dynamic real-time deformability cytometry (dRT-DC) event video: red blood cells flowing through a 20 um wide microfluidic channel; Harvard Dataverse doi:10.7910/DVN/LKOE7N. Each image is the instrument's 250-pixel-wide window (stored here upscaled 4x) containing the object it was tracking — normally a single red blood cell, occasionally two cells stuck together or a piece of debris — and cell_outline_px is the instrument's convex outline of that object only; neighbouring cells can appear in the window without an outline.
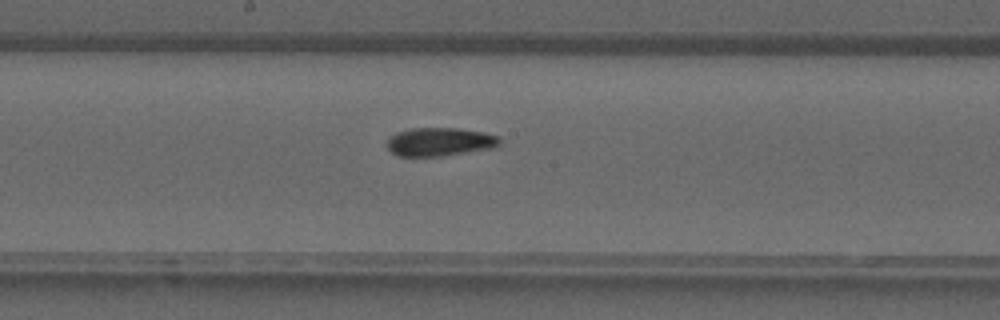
{"species": "common noctule bat (a hibernating species)", "species_latin": "Nyctalus noctula", "temperature_condition": "warm", "stored_images_in_passage": 23, "camera_frame_rate_fps": 3000, "um_per_image_px": 0.085, "animal": {"sex": "male", "forearm_length_mm": 52.5}, "frame": {"image": 1, "passage_image": 14, "time_ms": 4.333, "image_size_px": [1000, 320], "cell_outline_px": [[500, 144], [492, 148], [440, 156], [396, 156], [388, 148], [388, 140], [396, 132], [412, 128], [460, 128], [484, 132], [500, 136]], "centroid_in_image_um": [37.4, 12.05], "position_along_channel_um": 210.8, "area_um2": 18.61}}
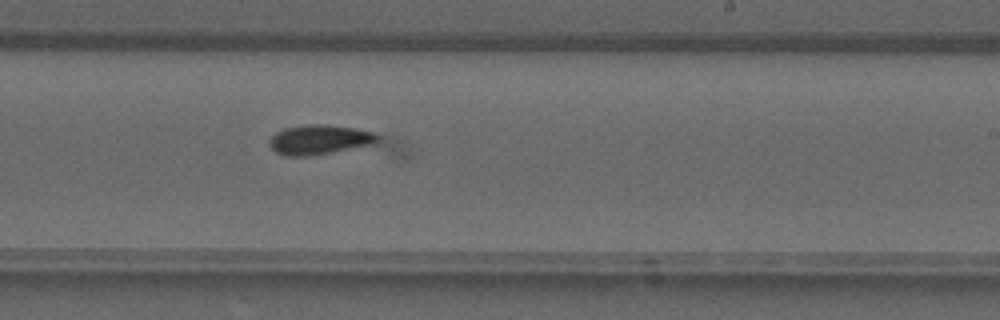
{"frame": {"image": 2, "passage_image": 17, "time_ms": 5.333, "image_size_px": [1000, 320], "cell_outline_px": [[408, 152], [404, 156], [284, 156], [276, 152], [268, 144], [268, 140], [276, 132], [284, 128], [308, 124], [324, 124], [352, 128], [392, 136], [408, 144]], "centroid_in_image_um": [28.44, 12.08], "position_along_channel_um": 260.6, "area_um2": 25.78}}